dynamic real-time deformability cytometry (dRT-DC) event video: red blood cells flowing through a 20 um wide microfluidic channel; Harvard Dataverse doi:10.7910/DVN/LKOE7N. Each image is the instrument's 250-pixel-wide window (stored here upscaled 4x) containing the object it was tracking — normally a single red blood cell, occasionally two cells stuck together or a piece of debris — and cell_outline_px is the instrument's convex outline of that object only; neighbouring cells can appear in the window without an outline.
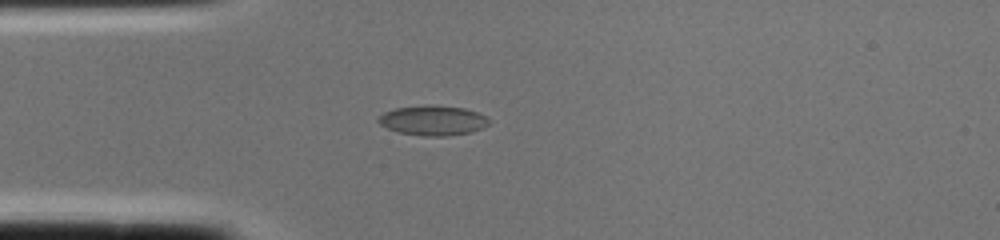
{"species": "common noctule bat (a hibernating species)", "species_latin": "Nyctalus noctula", "temperature_condition": "cold", "stored_images_in_passage": 1, "camera_frame_rate_fps": 3000, "um_per_image_px": 0.085, "animal": {"sex": "female", "body_mass_g": 22.0, "forearm_length_mm": 56.7}, "frame": {"image": 1, "passage_image": 1, "time_ms": 0.0, "image_size_px": [1000, 240], "cell_outline_px": [[488, 124], [472, 132], [448, 136], [424, 136], [396, 132], [380, 124], [376, 120], [384, 112], [396, 108], [424, 104], [428, 104], [464, 108], [476, 112], [484, 116], [488, 120]], "centroid_in_image_um": [36.75, 10.23], "position_along_channel_um": 48.2, "area_um2": 19.25}}